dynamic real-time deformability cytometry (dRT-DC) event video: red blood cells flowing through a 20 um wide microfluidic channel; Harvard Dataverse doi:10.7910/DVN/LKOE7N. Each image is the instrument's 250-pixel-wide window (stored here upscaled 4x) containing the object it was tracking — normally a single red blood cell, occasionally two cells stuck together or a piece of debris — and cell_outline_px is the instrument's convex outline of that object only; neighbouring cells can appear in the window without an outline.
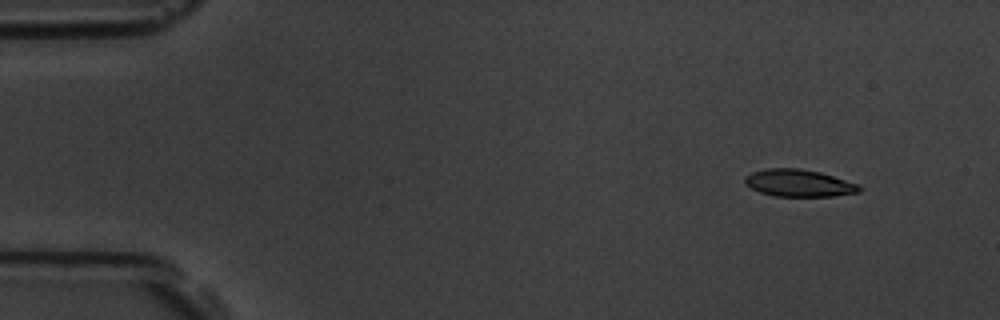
{"species": "common noctule bat (a hibernating species)", "species_latin": "Nyctalus noctula", "temperature_condition": "room temperature", "stored_images_in_passage": 6, "camera_frame_rate_fps": 3000, "um_per_image_px": 0.085, "animal": {"sex": "male", "body_mass_g": 19.5, "forearm_length_mm": 54.6}, "frame": {"image": 1, "passage_image": 2, "time_ms": 1.333, "image_size_px": [1000, 320], "cell_outline_px": [[864, 188], [860, 192], [832, 196], [772, 196], [760, 192], [744, 184], [744, 176], [752, 172], [764, 168], [800, 168], [820, 172], [860, 184]], "centroid_in_image_um": [67.91, 15.55], "position_along_channel_um": 17.1, "area_um2": 18.38}}
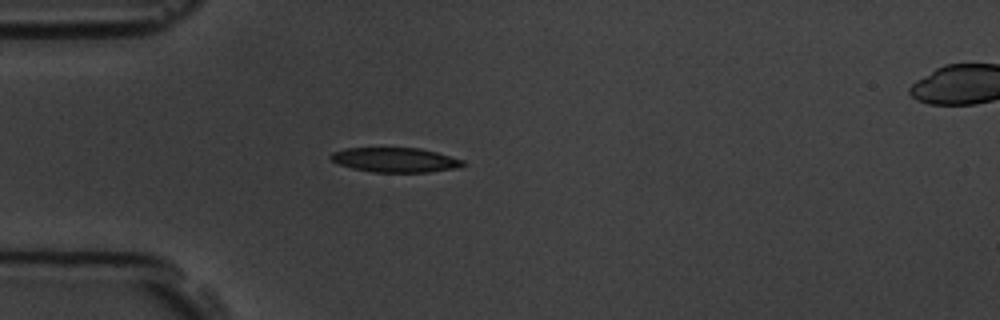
{"frame": {"image": 2, "passage_image": 5, "time_ms": 4.667, "image_size_px": [1000, 320], "cell_outline_px": [[464, 164], [460, 168], [428, 172], [372, 172], [352, 168], [340, 164], [332, 160], [328, 156], [332, 152], [344, 148], [420, 148], [436, 152], [464, 160]], "centroid_in_image_um": [33.59, 13.59], "position_along_channel_um": 51.4, "area_um2": 18.96}}